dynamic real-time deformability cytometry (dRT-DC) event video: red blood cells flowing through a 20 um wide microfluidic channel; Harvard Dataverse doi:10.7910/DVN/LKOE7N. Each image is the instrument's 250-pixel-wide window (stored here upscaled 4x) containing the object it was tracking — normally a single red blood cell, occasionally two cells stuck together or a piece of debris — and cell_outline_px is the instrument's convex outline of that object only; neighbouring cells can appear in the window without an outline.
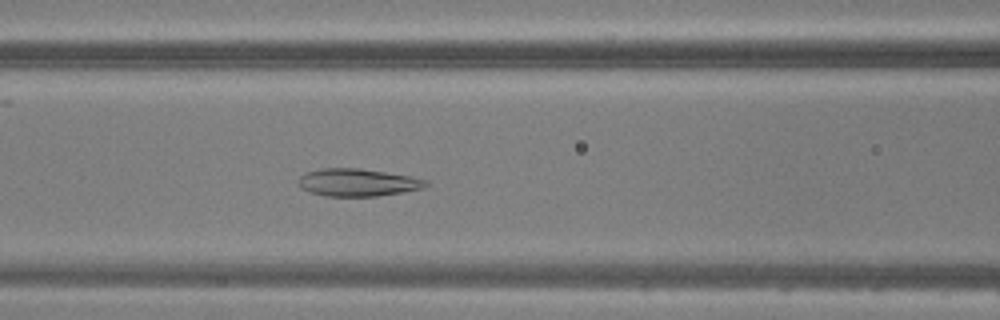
{"species": "common noctule bat (a hibernating species)", "species_latin": "Nyctalus noctula", "temperature_condition": "warm", "stored_images_in_passage": 43, "camera_frame_rate_fps": 3000, "um_per_image_px": 0.085, "animal": {"sex": "male", "body_mass_g": 20.5, "forearm_length_mm": 52.5}, "frame": {"image": 1, "passage_image": 15, "time_ms": 4.667, "image_size_px": [1000, 320], "cell_outline_px": [[428, 184], [424, 188], [404, 192], [376, 196], [324, 196], [300, 188], [296, 180], [300, 176], [308, 172], [320, 168], [360, 168], [412, 176], [428, 180]], "centroid_in_image_um": [30.41, 15.5], "position_along_channel_um": 136.2, "area_um2": 20.63}}
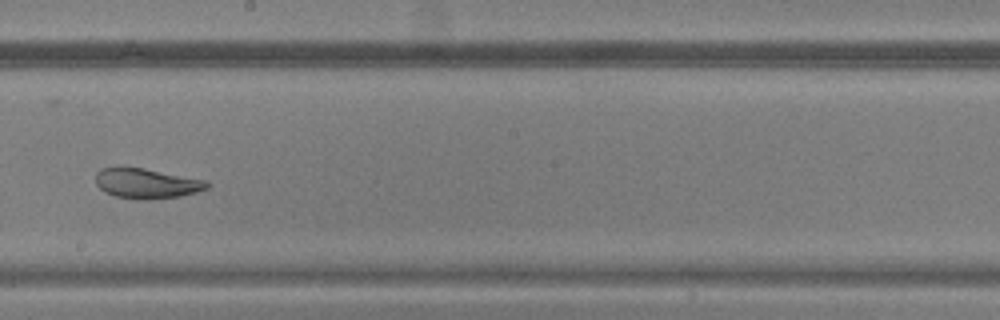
{"frame": {"image": 2, "passage_image": 22, "time_ms": 7.0, "image_size_px": [1000, 320], "cell_outline_px": [[212, 184], [208, 188], [196, 192], [180, 196], [148, 200], [136, 200], [116, 196], [104, 192], [96, 184], [96, 172], [100, 168], [116, 164], [124, 164], [208, 180]], "centroid_in_image_um": [12.42, 15.55], "position_along_channel_um": 235.8, "area_um2": 20.46}}
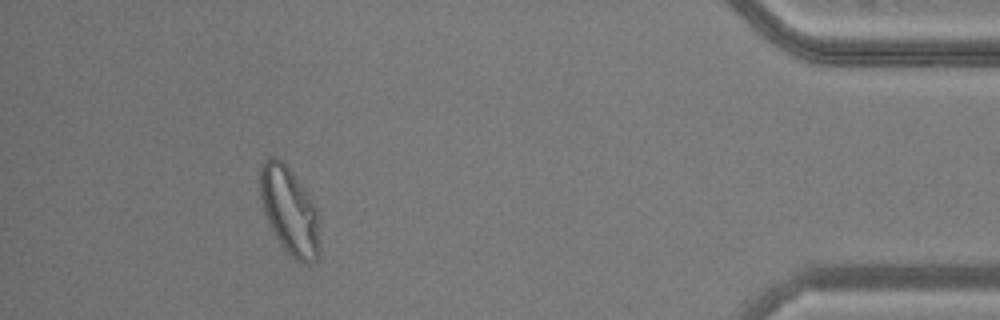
{"frame": {"image": 3, "passage_image": 38, "time_ms": 12.333, "image_size_px": [1000, 320], "cell_outline_px": [[320, 256], [312, 264], [308, 264], [296, 260], [280, 244], [264, 212], [260, 196], [260, 164], [268, 156], [272, 156], [280, 160], [292, 172], [304, 188], [316, 208], [320, 248]], "centroid_in_image_um": [24.61, 17.93], "position_along_channel_um": 410.6, "area_um2": 30.11}}